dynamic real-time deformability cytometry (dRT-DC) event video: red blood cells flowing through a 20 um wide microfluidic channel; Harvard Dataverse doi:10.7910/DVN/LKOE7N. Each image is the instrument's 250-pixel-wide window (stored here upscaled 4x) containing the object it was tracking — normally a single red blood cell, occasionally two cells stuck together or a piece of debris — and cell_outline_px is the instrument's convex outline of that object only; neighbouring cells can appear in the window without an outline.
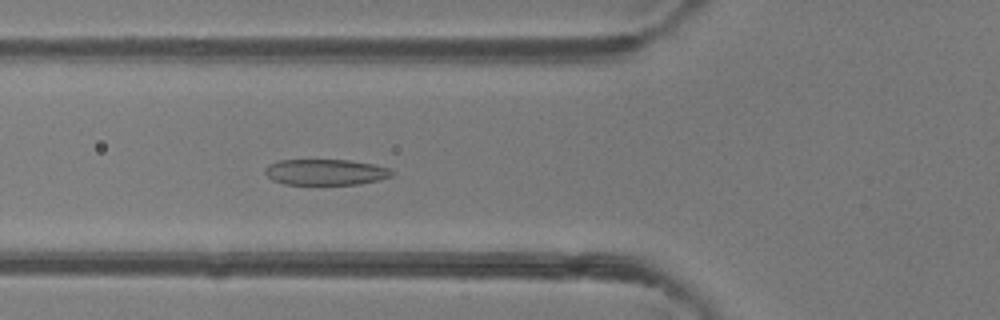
{"species": "common noctule bat (a hibernating species)", "species_latin": "Nyctalus noctula", "temperature_condition": "room temperature", "stored_images_in_passage": 35, "camera_frame_rate_fps": 3000, "um_per_image_px": 0.085, "animal": {"sex": "female"}, "frame": {"image": 1, "passage_image": 4, "time_ms": 1.0, "image_size_px": [1000, 320], "cell_outline_px": [[396, 172], [392, 176], [380, 180], [360, 184], [284, 184], [272, 180], [264, 172], [264, 168], [268, 164], [280, 160], [348, 160], [372, 164], [392, 168]], "centroid_in_image_um": [27.71, 14.63], "position_along_channel_um": 98.1, "area_um2": 19.31}}
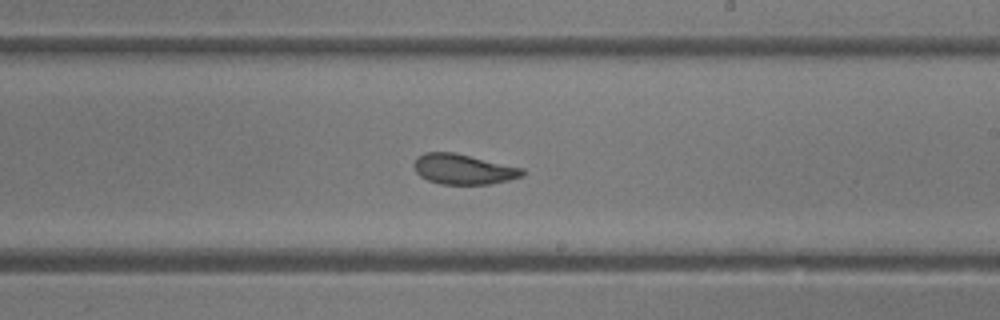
{"frame": {"image": 2, "passage_image": 15, "time_ms": 4.667, "image_size_px": [1000, 320], "cell_outline_px": [[524, 176], [492, 184], [440, 184], [428, 180], [420, 176], [416, 172], [412, 164], [416, 156], [424, 152], [456, 152], [524, 168]], "centroid_in_image_um": [39.37, 14.37], "position_along_channel_um": 249.6, "area_um2": 19.42}}
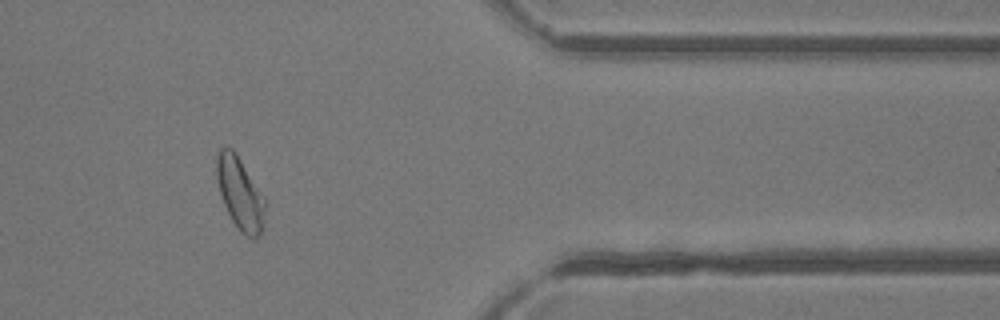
{"frame": {"image": 3, "passage_image": 27, "time_ms": 8.667, "image_size_px": [1000, 320], "cell_outline_px": [[268, 200], [260, 236], [252, 240], [240, 232], [232, 220], [224, 204], [220, 192], [216, 176], [216, 156], [220, 148], [232, 148], [236, 152]], "centroid_in_image_um": [20.44, 16.45], "position_along_channel_um": 391.0, "area_um2": 20.92}, "authors_computed_cell_mechanics": {"area_um2": 19.5364, "velocity_mm_per_s": 4.1233, "shape_relaxation_time_tau1_ms": 4.1718, "shape_relaxation_time_tau2_ms": 1.5194, "deformation_change_tau1": 0.1442, "deformation_change_tau2": 0.0637}}